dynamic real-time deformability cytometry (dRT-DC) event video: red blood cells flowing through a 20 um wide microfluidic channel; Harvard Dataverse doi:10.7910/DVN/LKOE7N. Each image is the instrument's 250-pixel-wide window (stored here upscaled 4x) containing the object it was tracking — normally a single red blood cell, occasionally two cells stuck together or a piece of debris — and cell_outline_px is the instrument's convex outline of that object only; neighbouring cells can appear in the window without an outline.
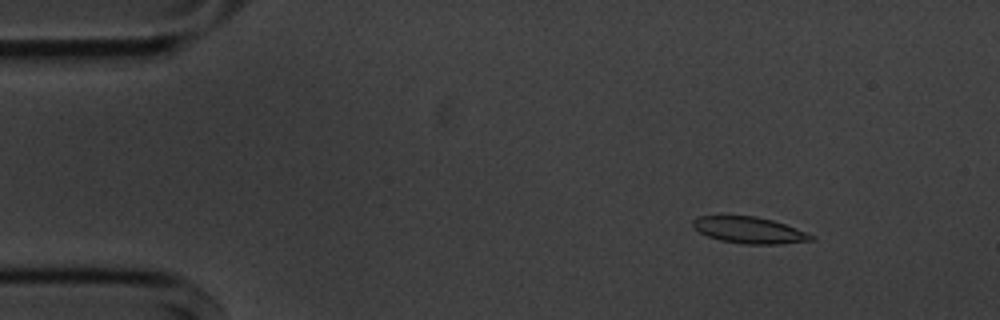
{"species": "common noctule bat (a hibernating species)", "species_latin": "Nyctalus noctula", "temperature_condition": "cold", "stored_images_in_passage": 7, "camera_frame_rate_fps": 3000, "um_per_image_px": 0.085, "animal": {"sex": "male", "body_mass_g": 20.1, "forearm_length_mm": 53.5}, "frame": {"image": 1, "passage_image": 3, "time_ms": 2.0, "image_size_px": [1000, 320], "cell_outline_px": [[816, 240], [780, 244], [744, 244], [720, 240], [708, 236], [692, 228], [692, 220], [700, 216], [756, 216], [772, 220], [796, 228], [816, 236]], "centroid_in_image_um": [63.71, 19.57], "position_along_channel_um": 21.3, "area_um2": 18.26}}
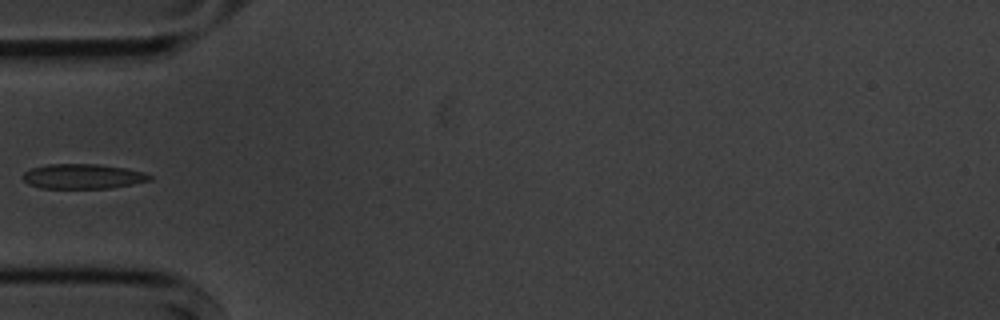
{"frame": {"image": 2, "passage_image": 6, "time_ms": 5.667, "image_size_px": [1000, 320], "cell_outline_px": [[152, 180], [132, 184], [108, 188], [40, 188], [28, 184], [20, 176], [24, 172], [32, 168], [48, 164], [100, 164], [124, 168], [144, 172], [152, 176]], "centroid_in_image_um": [7.02, 14.99], "position_along_channel_um": 78.0, "area_um2": 18.38}}
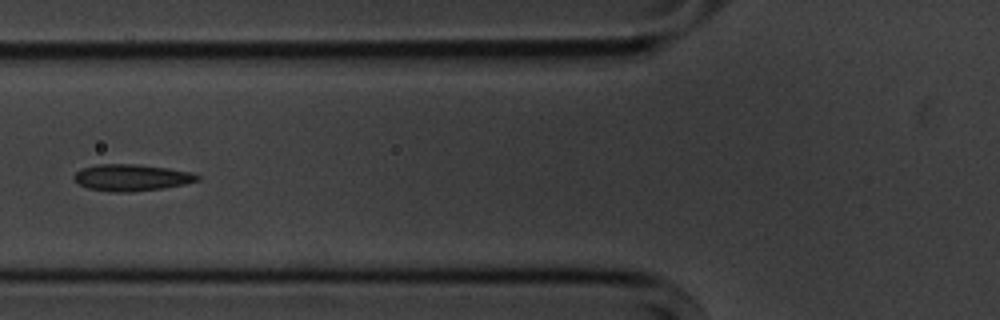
{"frame": {"image": 3, "passage_image": 7, "time_ms": 6.667, "image_size_px": [1000, 320], "cell_outline_px": [[200, 180], [184, 184], [164, 188], [132, 192], [108, 192], [88, 188], [80, 184], [72, 176], [80, 168], [100, 164], [136, 164], [168, 168], [192, 172], [200, 176]], "centroid_in_image_um": [11.19, 15.09], "position_along_channel_um": 114.6, "area_um2": 19.25}}